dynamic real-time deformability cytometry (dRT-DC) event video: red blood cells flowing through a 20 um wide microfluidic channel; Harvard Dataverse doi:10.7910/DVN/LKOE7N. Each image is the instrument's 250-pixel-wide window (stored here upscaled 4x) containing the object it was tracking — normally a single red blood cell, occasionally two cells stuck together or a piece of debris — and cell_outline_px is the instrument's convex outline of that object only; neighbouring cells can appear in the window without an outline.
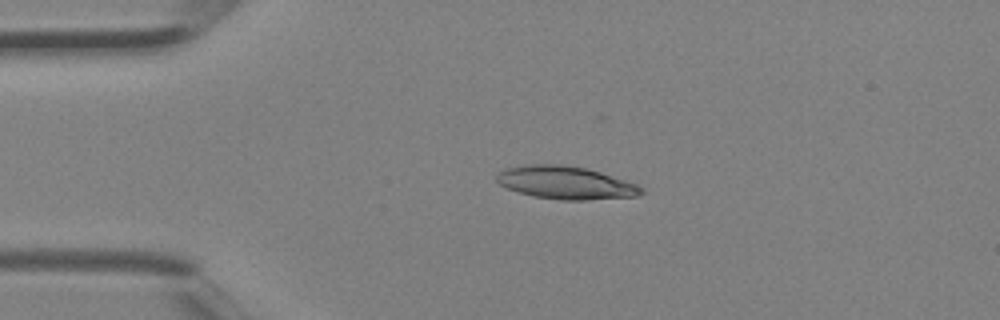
{"species": "Egyptian fruit bat (a non-hibernating species)", "species_latin": "Rousettus aegyptiacus", "temperature_condition": "room temperature", "stored_images_in_passage": 4, "camera_frame_rate_fps": 3000, "um_per_image_px": 0.085, "animal": {"sex": "female"}, "frame": {"image": 1, "passage_image": 3, "time_ms": 0.667, "image_size_px": [1000, 320], "cell_outline_px": [[644, 192], [640, 196], [584, 200], [560, 200], [532, 196], [508, 188], [500, 184], [496, 180], [496, 176], [500, 172], [508, 168], [528, 164], [560, 164], [584, 168], [600, 172], [636, 184], [644, 188]], "centroid_in_image_um": [48.11, 15.54], "position_along_channel_um": 36.9, "area_um2": 27.51}}
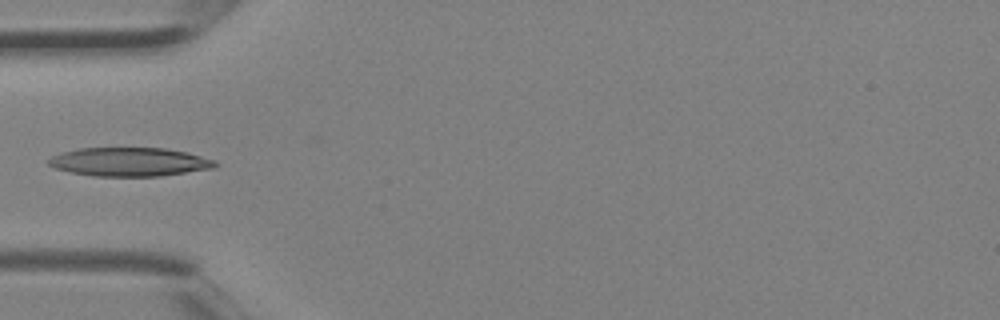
{"frame": {"image": 2, "passage_image": 4, "time_ms": 1.0, "image_size_px": [1000, 320], "cell_outline_px": [[220, 164], [212, 168], [160, 176], [92, 176], [72, 172], [56, 168], [48, 164], [48, 160], [52, 156], [60, 152], [80, 148], [164, 148], [188, 152], [216, 160]], "centroid_in_image_um": [11.03, 13.75], "position_along_channel_um": 74.0, "area_um2": 27.86}}